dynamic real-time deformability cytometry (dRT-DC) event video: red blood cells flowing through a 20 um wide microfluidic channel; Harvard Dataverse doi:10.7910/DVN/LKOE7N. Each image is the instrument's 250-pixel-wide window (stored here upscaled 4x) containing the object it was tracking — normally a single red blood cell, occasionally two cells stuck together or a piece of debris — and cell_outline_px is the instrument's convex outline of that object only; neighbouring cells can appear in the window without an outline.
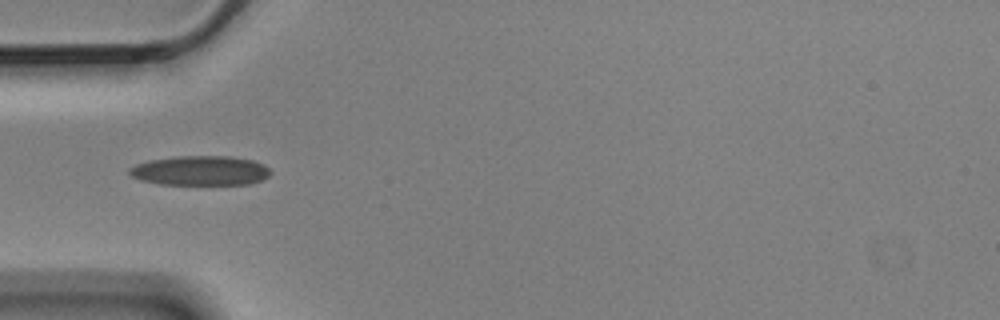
{"species": "Egyptian fruit bat (a non-hibernating species)", "species_latin": "Rousettus aegyptiacus", "temperature_condition": "cold", "stored_images_in_passage": 3, "camera_frame_rate_fps": 3000, "um_per_image_px": 0.085, "animal": {"sex": "male"}, "frame": {"image": 1, "passage_image": 1, "time_ms": 0.0, "image_size_px": [1000, 320], "cell_outline_px": [[272, 172], [268, 176], [260, 180], [248, 184], [160, 184], [140, 180], [132, 176], [128, 172], [128, 168], [136, 164], [148, 160], [180, 156], [228, 156], [252, 160], [264, 164]], "centroid_in_image_um": [17.01, 14.5], "position_along_channel_um": 68.0, "area_um2": 24.28}}
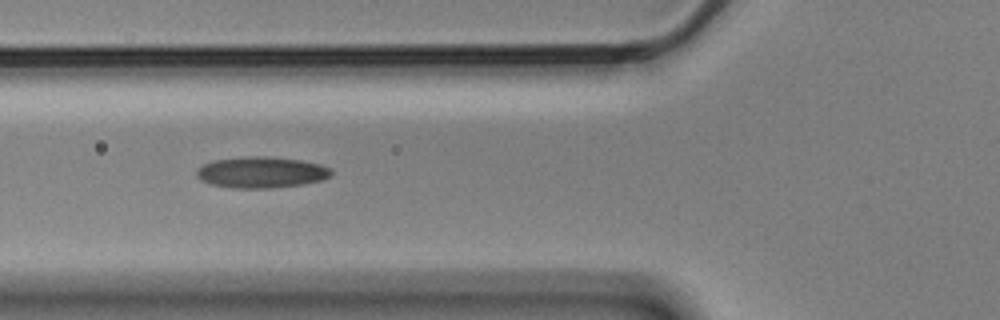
{"frame": {"image": 2, "passage_image": 2, "time_ms": 0.333, "image_size_px": [1000, 320], "cell_outline_px": [[332, 176], [320, 180], [300, 184], [272, 188], [232, 188], [212, 184], [200, 180], [196, 176], [196, 168], [212, 160], [244, 156], [268, 156], [300, 160], [320, 164], [332, 168]], "centroid_in_image_um": [22.19, 14.63], "position_along_channel_um": 103.6, "area_um2": 24.62}}
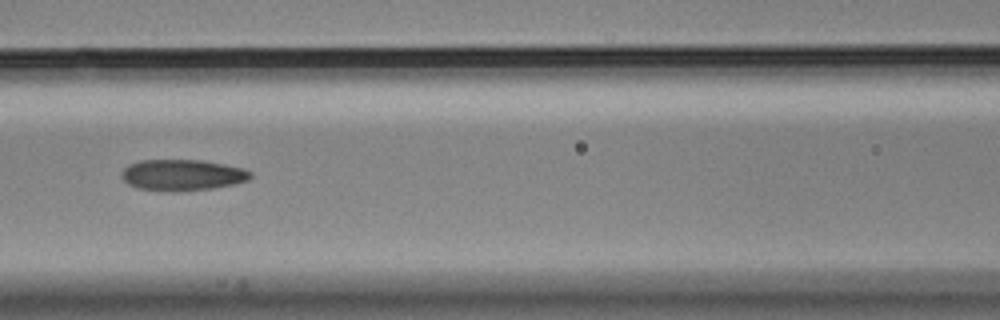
{"frame": {"image": 3, "passage_image": 3, "time_ms": 0.667, "image_size_px": [1000, 320], "cell_outline_px": [[252, 176], [248, 180], [236, 184], [212, 188], [176, 192], [172, 192], [136, 188], [128, 184], [124, 180], [124, 168], [128, 164], [140, 160], [200, 160], [224, 164], [244, 168], [252, 172]], "centroid_in_image_um": [15.53, 14.88], "position_along_channel_um": 151.1, "area_um2": 23.47}}